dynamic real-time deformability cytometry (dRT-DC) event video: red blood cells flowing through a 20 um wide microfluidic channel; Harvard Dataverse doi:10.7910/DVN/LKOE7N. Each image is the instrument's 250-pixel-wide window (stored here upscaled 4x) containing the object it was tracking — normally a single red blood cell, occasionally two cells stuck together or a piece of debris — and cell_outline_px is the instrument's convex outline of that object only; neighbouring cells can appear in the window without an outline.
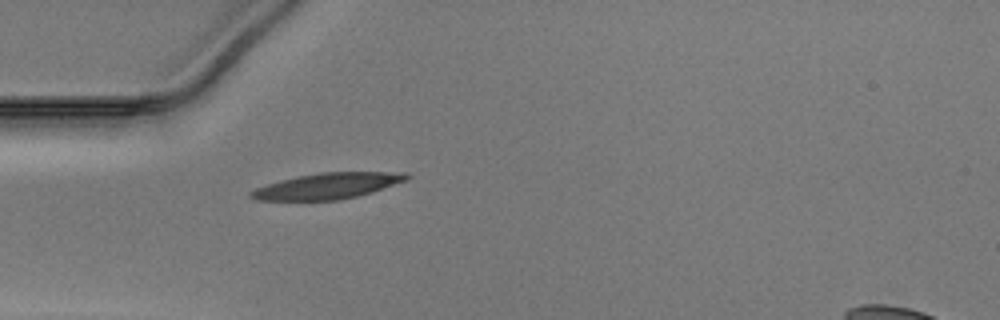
{"species": "Egyptian fruit bat (a non-hibernating species)", "species_latin": "Rousettus aegyptiacus", "temperature_condition": "warm", "stored_images_in_passage": 37, "camera_frame_rate_fps": 3000, "um_per_image_px": 0.085, "animal": {"sex": "male"}, "frame": {"image": 1, "passage_image": 1, "time_ms": 0.0, "image_size_px": [1000, 320], "cell_outline_px": [[412, 176], [408, 180], [372, 192], [340, 200], [256, 200], [248, 196], [248, 192], [256, 188], [280, 180], [296, 176], [320, 172], [404, 172]], "centroid_in_image_um": [27.85, 15.8], "position_along_channel_um": 57.2, "area_um2": 23.58}}
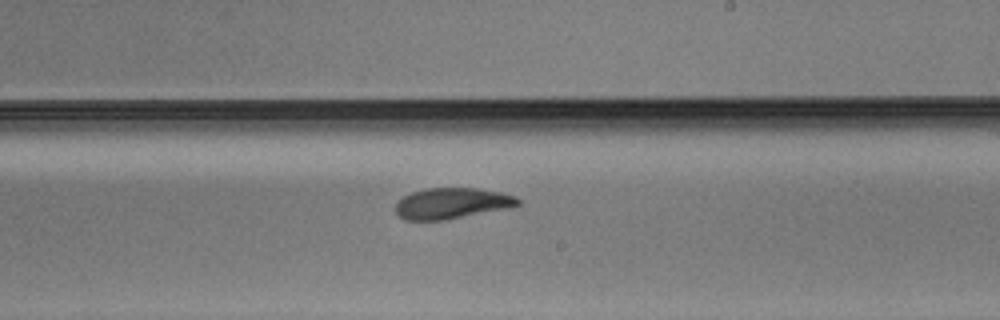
{"frame": {"image": 2, "passage_image": 16, "time_ms": 5.0, "image_size_px": [1000, 320], "cell_outline_px": [[520, 204], [512, 208], [444, 220], [404, 220], [396, 212], [396, 204], [404, 196], [412, 192], [428, 188], [476, 188], [500, 192], [516, 196], [520, 200]], "centroid_in_image_um": [38.46, 17.29], "position_along_channel_um": 250.5, "area_um2": 22.08}}
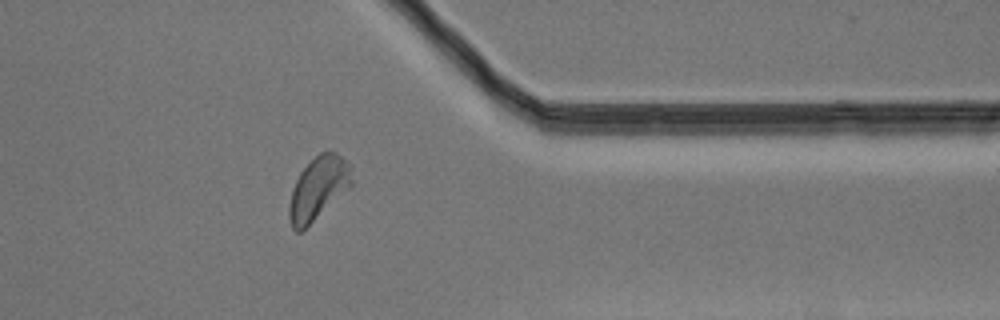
{"frame": {"image": 3, "passage_image": 27, "time_ms": 8.667, "image_size_px": [1000, 320], "cell_outline_px": [[352, 184], [348, 188], [300, 232], [296, 232], [292, 228], [288, 216], [288, 208], [292, 188], [300, 172], [320, 152], [328, 148], [336, 152], [348, 164], [352, 180]], "centroid_in_image_um": [27.01, 15.98], "position_along_channel_um": 384.4, "area_um2": 22.43}}